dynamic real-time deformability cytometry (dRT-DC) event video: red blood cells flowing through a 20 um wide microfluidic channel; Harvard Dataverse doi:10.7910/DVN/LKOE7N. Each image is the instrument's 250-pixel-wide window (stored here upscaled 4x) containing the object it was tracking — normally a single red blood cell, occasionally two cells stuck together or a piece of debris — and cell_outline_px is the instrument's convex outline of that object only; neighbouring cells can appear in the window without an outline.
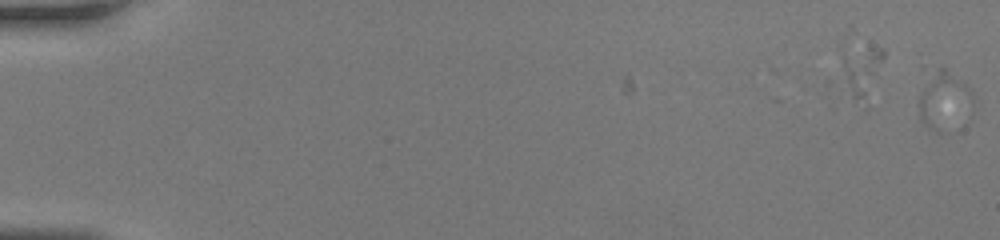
{"species": "human", "species_latin": "Homo sapiens", "temperature_condition": "room temperature", "stored_images_in_passage": 6, "camera_frame_rate_fps": 3000, "um_per_image_px": 0.085, "donor": {"sex": "female"}, "frame": {"image": 1, "passage_image": 6, "time_ms": 1.667, "image_size_px": [1000, 240], "cell_outline_px": [[972, 112], [940, 136], [928, 128], [920, 120], [920, 96], [924, 88], [940, 68], [944, 68], [964, 84], [972, 92]], "centroid_in_image_um": [80.29, 8.7], "position_along_channel_um": 4.7, "area_um2": 17.57}}